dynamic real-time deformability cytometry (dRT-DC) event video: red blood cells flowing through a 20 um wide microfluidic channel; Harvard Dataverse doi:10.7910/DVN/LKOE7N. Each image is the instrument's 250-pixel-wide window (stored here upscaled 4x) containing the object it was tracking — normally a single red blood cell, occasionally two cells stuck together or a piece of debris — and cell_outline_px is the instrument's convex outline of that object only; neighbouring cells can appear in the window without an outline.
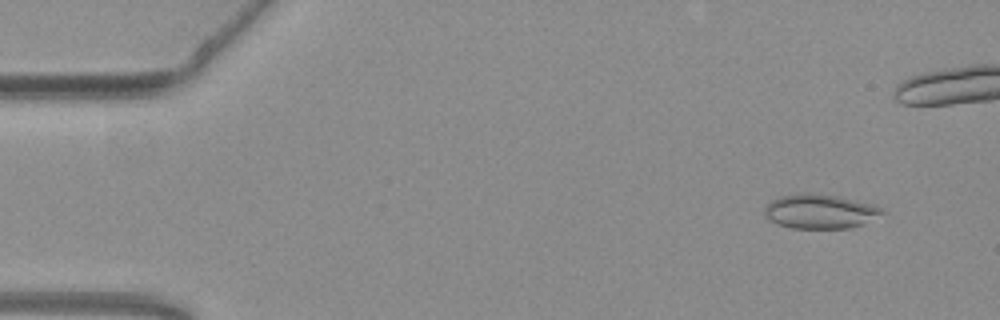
{"species": "common noctule bat (a hibernating species)", "species_latin": "Nyctalus noctula", "temperature_condition": "warm", "stored_images_in_passage": 45, "camera_frame_rate_fps": 3000, "um_per_image_px": 0.085, "animal": {"sex": "female", "body_mass_g": 19.3, "forearm_length_mm": 54.1}, "frame": {"image": 1, "passage_image": 3, "time_ms": 0.667, "image_size_px": [1000, 320], "cell_outline_px": [[884, 212], [860, 224], [848, 228], [792, 228], [776, 224], [768, 220], [764, 216], [764, 208], [772, 200], [780, 196], [800, 192], [808, 192], [836, 196], [872, 204], [880, 208]], "centroid_in_image_um": [69.59, 17.96], "position_along_channel_um": 15.4, "area_um2": 23.29}}
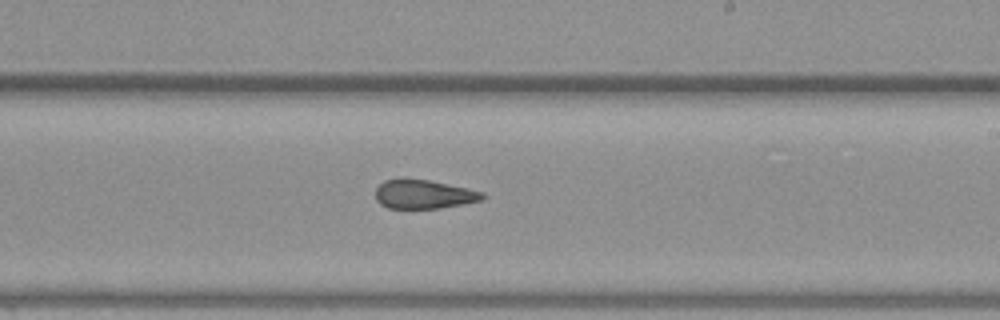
{"frame": {"image": 2, "passage_image": 30, "time_ms": 9.667, "image_size_px": [1000, 320], "cell_outline_px": [[488, 196], [480, 200], [440, 208], [388, 208], [380, 204], [376, 200], [376, 188], [384, 180], [400, 176], [404, 176], [428, 180], [464, 188], [480, 192]], "centroid_in_image_um": [35.91, 16.48], "position_along_channel_um": 253.1, "area_um2": 18.09}}
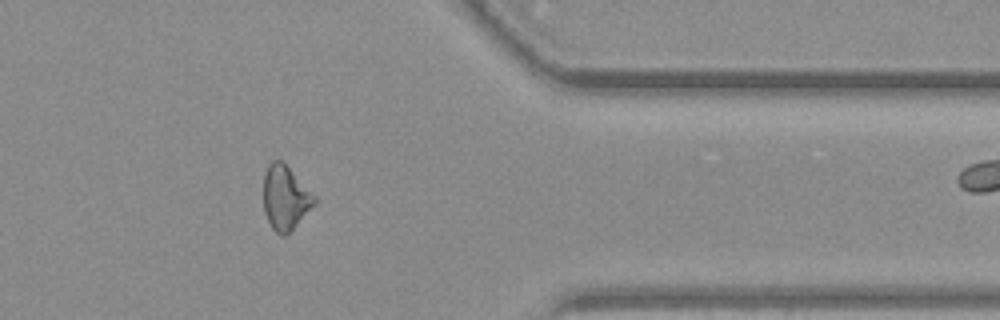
{"frame": {"image": 3, "passage_image": 42, "time_ms": 13.667, "image_size_px": [1000, 320], "cell_outline_px": [[316, 204], [284, 236], [280, 236], [272, 228], [264, 212], [264, 172], [268, 164], [272, 160], [284, 160], [316, 196]], "centroid_in_image_um": [24.26, 16.75], "position_along_channel_um": 387.1, "area_um2": 19.25}, "authors_computed_cell_mechanics": {"area_um2": 19.2474, "velocity_mm_per_s": 3.8083, "shape_relaxation_time_tau1_ms": null, "shape_relaxation_time_tau2_ms": 2.7892, "deformation_change_tau1": null, "deformation_change_tau2": 0.1024}}